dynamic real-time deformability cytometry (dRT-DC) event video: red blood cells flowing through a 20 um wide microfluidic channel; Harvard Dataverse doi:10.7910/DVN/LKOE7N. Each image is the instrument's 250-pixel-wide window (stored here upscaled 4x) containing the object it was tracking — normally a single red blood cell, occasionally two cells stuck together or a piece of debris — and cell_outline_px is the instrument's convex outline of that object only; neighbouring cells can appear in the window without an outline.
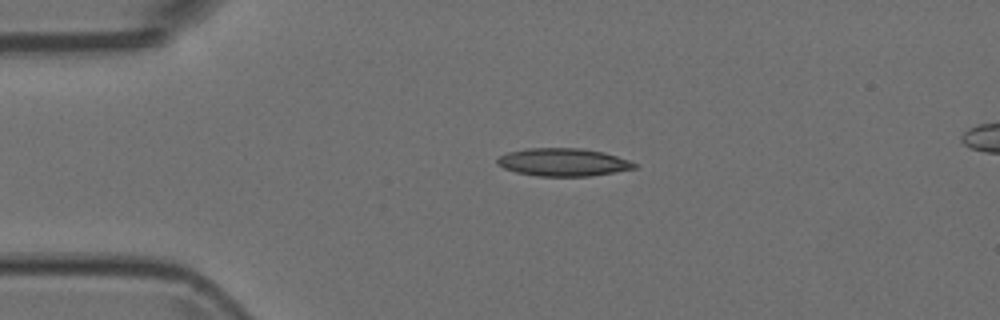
{"species": "Egyptian fruit bat (a non-hibernating species)", "species_latin": "Rousettus aegyptiacus", "temperature_condition": "room temperature", "stored_images_in_passage": 4, "camera_frame_rate_fps": 3000, "um_per_image_px": 0.085, "animal": {"sex": "female"}, "frame": {"image": 1, "passage_image": 2, "time_ms": 0.333, "image_size_px": [1000, 320], "cell_outline_px": [[636, 168], [588, 176], [540, 176], [516, 172], [504, 168], [496, 164], [496, 160], [500, 156], [508, 152], [528, 148], [580, 148], [604, 152], [628, 160], [636, 164]], "centroid_in_image_um": [47.83, 13.78], "position_along_channel_um": 37.2, "area_um2": 22.02}}